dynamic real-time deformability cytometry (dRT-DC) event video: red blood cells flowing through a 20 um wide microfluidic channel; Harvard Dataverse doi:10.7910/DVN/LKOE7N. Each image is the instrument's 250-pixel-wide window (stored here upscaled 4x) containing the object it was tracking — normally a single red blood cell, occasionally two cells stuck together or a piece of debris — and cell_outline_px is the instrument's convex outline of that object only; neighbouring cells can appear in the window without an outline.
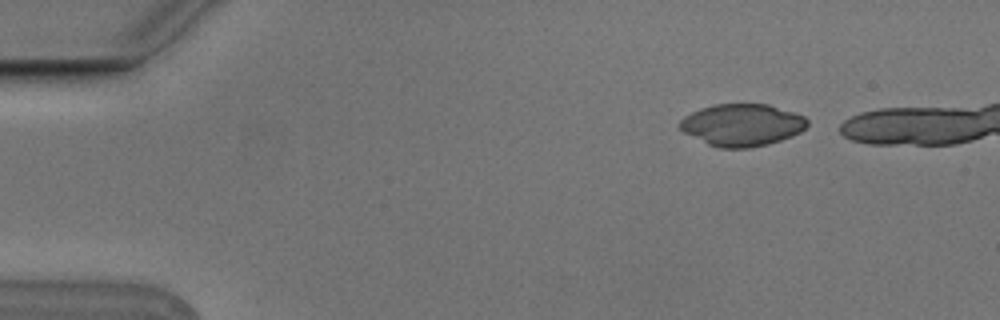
{"species": "Egyptian fruit bat (a non-hibernating species)", "species_latin": "Rousettus aegyptiacus", "temperature_condition": "cold", "stored_images_in_passage": 4, "camera_frame_rate_fps": 3000, "um_per_image_px": 0.085, "animal": {"sex": "male"}, "frame": {"image": 1, "passage_image": 1, "time_ms": 0.0, "image_size_px": [1000, 320], "cell_outline_px": [[808, 124], [800, 132], [792, 136], [768, 144], [748, 148], [720, 148], [708, 144], [684, 132], [676, 124], [684, 116], [700, 108], [712, 104], [768, 104], [804, 116], [808, 120]], "centroid_in_image_um": [63.05, 10.61], "position_along_channel_um": 22.0, "area_um2": 31.27}}